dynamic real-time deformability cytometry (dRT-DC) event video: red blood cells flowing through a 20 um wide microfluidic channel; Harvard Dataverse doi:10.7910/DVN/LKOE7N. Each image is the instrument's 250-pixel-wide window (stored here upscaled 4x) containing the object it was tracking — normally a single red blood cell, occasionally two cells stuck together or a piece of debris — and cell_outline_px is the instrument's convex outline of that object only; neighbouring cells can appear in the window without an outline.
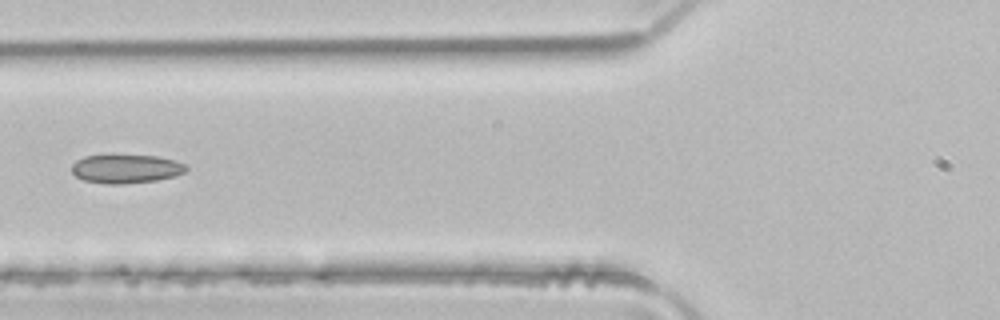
{"species": "common noctule bat (a hibernating species)", "species_latin": "Nyctalus noctula", "temperature_condition": "room temperature", "stored_images_in_passage": 4, "camera_frame_rate_fps": 3000, "um_per_image_px": 0.085, "animal": {"sex": "male", "body_mass_g": 21.5, "forearm_length_mm": 52.0}, "frame": {"image": 1, "passage_image": 4, "time_ms": 1.0, "image_size_px": [1000, 320], "cell_outline_px": [[188, 168], [184, 172], [176, 176], [156, 180], [124, 184], [108, 184], [84, 180], [76, 176], [72, 172], [72, 164], [76, 160], [84, 156], [112, 152], [156, 156], [176, 160], [184, 164]], "centroid_in_image_um": [10.68, 14.29], "position_along_channel_um": 115.1, "area_um2": 20.0}}